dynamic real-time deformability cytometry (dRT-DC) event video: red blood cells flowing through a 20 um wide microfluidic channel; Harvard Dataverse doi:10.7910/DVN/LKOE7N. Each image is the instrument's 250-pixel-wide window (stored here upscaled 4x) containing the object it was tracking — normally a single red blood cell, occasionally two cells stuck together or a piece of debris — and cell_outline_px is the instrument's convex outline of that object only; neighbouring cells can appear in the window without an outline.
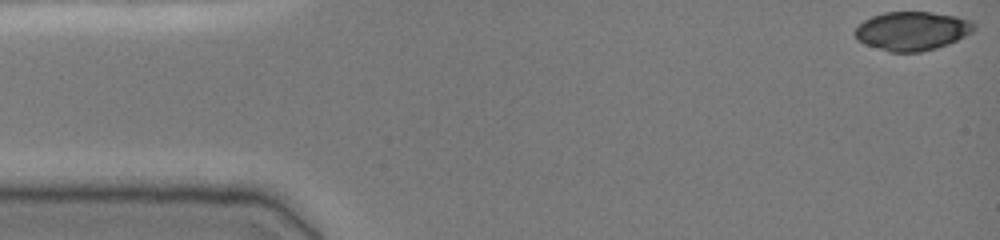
{"species": "common noctule bat (a hibernating species)", "species_latin": "Nyctalus noctula", "temperature_condition": "cold", "stored_images_in_passage": 43, "camera_frame_rate_fps": 3000, "um_per_image_px": 0.085, "animal": {"sex": "female", "body_mass_g": 19.0, "forearm_length_mm": 51.5}, "frame": {"image": 1, "passage_image": 1, "time_ms": 0.0, "image_size_px": [1000, 240], "cell_outline_px": [[976, 28], [972, 32], [948, 44], [936, 48], [920, 52], [888, 52], [864, 44], [856, 40], [856, 28], [864, 20], [872, 16], [884, 12], [928, 12], [956, 16], [972, 20], [976, 24]], "centroid_in_image_um": [77.54, 2.63], "position_along_channel_um": 7.5, "area_um2": 26.99}}
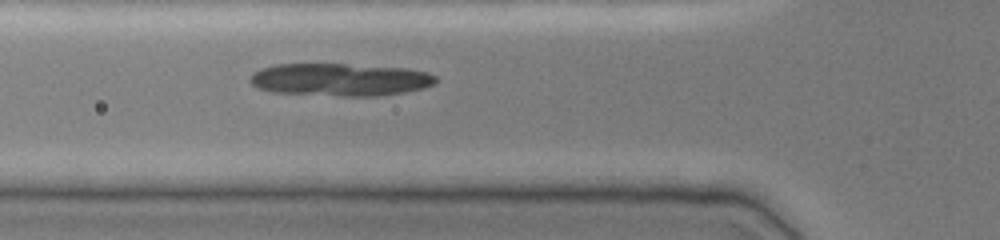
{"frame": {"image": 2, "passage_image": 17, "time_ms": 5.333, "image_size_px": [1000, 240], "cell_outline_px": [[436, 80], [432, 84], [424, 88], [404, 92], [380, 96], [344, 96], [272, 92], [256, 88], [248, 80], [252, 72], [260, 68], [276, 64], [344, 64], [408, 68], [428, 72], [436, 76]], "centroid_in_image_um": [28.87, 6.76], "position_along_channel_um": 96.9, "area_um2": 35.55}}
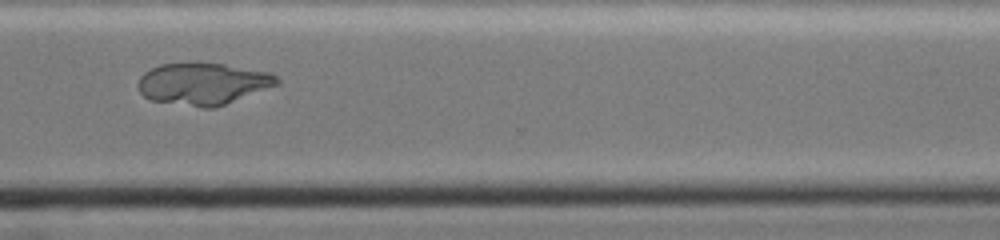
{"frame": {"image": 3, "passage_image": 37, "time_ms": 12.0, "image_size_px": [1000, 240], "cell_outline_px": [[280, 84], [216, 108], [204, 108], [148, 100], [136, 88], [136, 84], [140, 76], [144, 72], [160, 64], [188, 60], [224, 64], [272, 72], [280, 80]], "centroid_in_image_um": [17.23, 7.09], "position_along_channel_um": 353.4, "area_um2": 35.03}}